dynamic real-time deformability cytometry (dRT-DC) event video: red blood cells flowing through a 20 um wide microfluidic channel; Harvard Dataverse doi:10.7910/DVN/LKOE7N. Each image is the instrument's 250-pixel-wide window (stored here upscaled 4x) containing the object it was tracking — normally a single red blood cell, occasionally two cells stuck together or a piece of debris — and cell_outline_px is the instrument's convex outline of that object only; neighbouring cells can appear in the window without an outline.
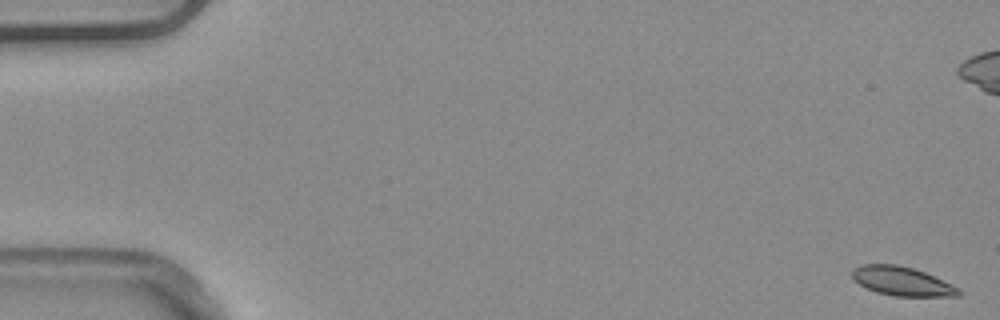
{"species": "common noctule bat (a hibernating species)", "species_latin": "Nyctalus noctula", "temperature_condition": "warm", "stored_images_in_passage": 5, "camera_frame_rate_fps": 3000, "um_per_image_px": 0.085, "animal": {"sex": "male", "body_mass_g": 20.4}, "frame": {"image": 1, "passage_image": 1, "time_ms": 0.0, "image_size_px": [1000, 320], "cell_outline_px": [[960, 296], [896, 296], [876, 292], [860, 284], [852, 276], [852, 268], [860, 264], [896, 264], [912, 268], [924, 272], [960, 288]], "centroid_in_image_um": [76.66, 23.9], "position_along_channel_um": 8.3, "area_um2": 17.8}}